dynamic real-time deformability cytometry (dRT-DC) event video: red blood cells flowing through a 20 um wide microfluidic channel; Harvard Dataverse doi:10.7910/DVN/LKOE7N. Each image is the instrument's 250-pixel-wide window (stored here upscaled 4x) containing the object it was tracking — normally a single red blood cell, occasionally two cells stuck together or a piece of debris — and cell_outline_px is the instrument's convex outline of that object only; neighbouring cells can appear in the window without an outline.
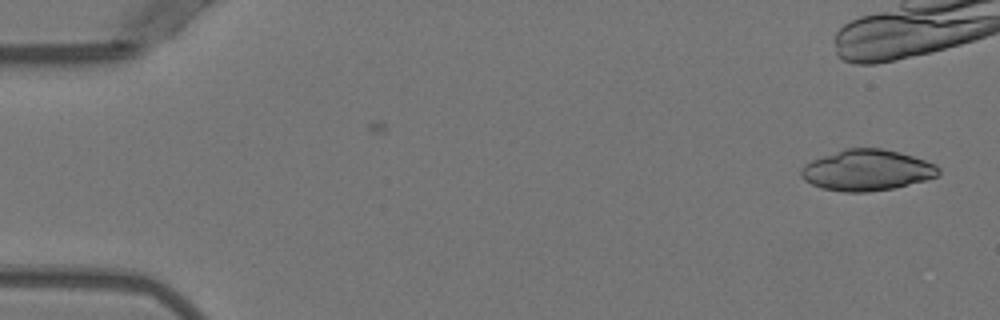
{"species": "Egyptian fruit bat (a non-hibernating species)", "species_latin": "Rousettus aegyptiacus", "temperature_condition": "warm", "stored_images_in_passage": 15, "camera_frame_rate_fps": 3000, "um_per_image_px": 0.085, "animal": {"sex": "female"}, "frame": {"image": 1, "passage_image": 1, "time_ms": 0.0, "image_size_px": [1000, 320], "cell_outline_px": [[940, 172], [936, 176], [924, 180], [892, 188], [868, 192], [844, 192], [820, 188], [804, 180], [800, 176], [800, 168], [804, 164], [812, 160], [844, 148], [880, 148], [900, 152], [936, 164], [940, 168]], "centroid_in_image_um": [73.65, 14.46], "position_along_channel_um": 11.4, "area_um2": 32.77}}